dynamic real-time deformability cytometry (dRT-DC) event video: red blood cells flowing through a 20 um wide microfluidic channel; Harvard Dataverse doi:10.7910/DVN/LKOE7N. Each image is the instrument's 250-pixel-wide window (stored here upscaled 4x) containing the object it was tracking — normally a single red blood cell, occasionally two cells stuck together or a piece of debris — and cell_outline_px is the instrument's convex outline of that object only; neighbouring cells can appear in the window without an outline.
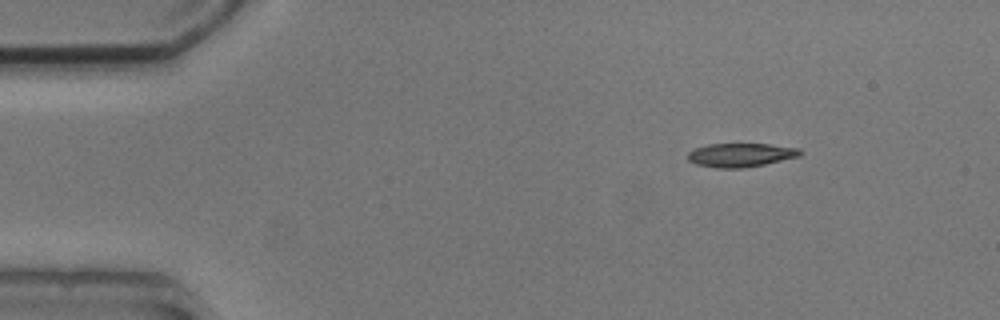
{"species": "common noctule bat (a hibernating species)", "species_latin": "Nyctalus noctula", "temperature_condition": "cold", "stored_images_in_passage": 6, "segment_of_instrument_passage": [2, 2], "camera_frame_rate_fps": 3000, "um_per_image_px": 0.085, "animal": {"sex": "male", "body_mass_g": 20.5, "forearm_length_mm": 52.5}, "frame": {"image": 1, "passage_image": 6, "time_ms": 8.667, "image_size_px": [1000, 320], "cell_outline_px": [[804, 152], [800, 156], [764, 164], [740, 168], [716, 168], [696, 164], [688, 160], [688, 152], [696, 148], [708, 144], [768, 144], [800, 148]], "centroid_in_image_um": [62.98, 13.17], "position_along_channel_um": 22.0, "area_um2": 15.49}}